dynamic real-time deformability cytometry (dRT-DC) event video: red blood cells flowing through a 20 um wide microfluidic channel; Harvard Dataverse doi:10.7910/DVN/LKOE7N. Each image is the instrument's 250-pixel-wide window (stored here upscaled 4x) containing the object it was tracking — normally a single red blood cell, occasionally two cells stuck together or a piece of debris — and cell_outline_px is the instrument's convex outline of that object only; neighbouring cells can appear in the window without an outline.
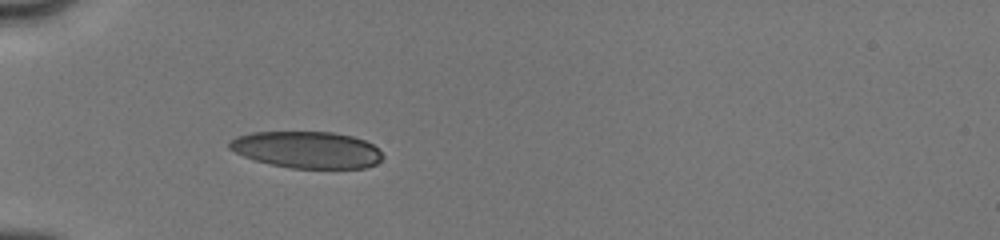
{"species": "human", "species_latin": "Homo sapiens", "temperature_condition": "cold", "stored_images_in_passage": 24, "camera_frame_rate_fps": 3000, "um_per_image_px": 0.085, "donor": {"sex": "male"}, "frame": {"image": 1, "passage_image": 2, "time_ms": 0.667, "image_size_px": [1000, 240], "cell_outline_px": [[384, 156], [376, 164], [364, 168], [292, 168], [272, 164], [256, 160], [244, 156], [228, 148], [228, 144], [236, 136], [252, 132], [332, 132], [352, 136], [364, 140], [372, 144]], "centroid_in_image_um": [26.1, 12.72], "position_along_channel_um": 58.9, "area_um2": 32.6}}
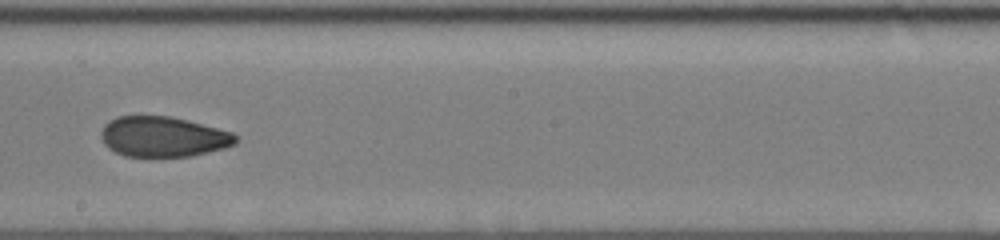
{"frame": {"image": 2, "passage_image": 12, "time_ms": 5.333, "image_size_px": [1000, 240], "cell_outline_px": [[240, 136], [236, 144], [224, 148], [192, 156], [124, 156], [108, 148], [104, 144], [100, 136], [100, 132], [104, 124], [108, 120], [116, 116], [172, 116], [188, 120], [232, 132]], "centroid_in_image_um": [13.87, 11.61], "position_along_channel_um": 234.3, "area_um2": 31.91}}
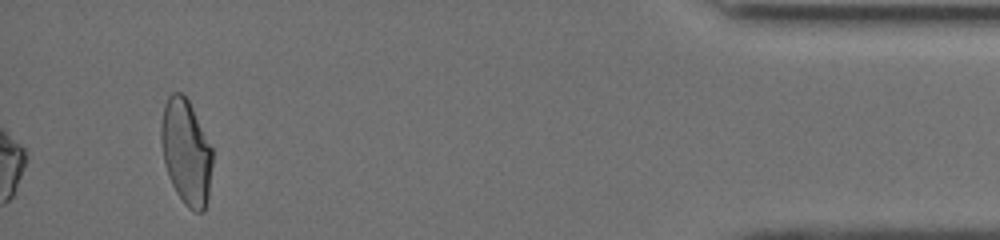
{"frame": {"image": 3, "passage_image": 24, "time_ms": 11.333, "image_size_px": [1000, 240], "cell_outline_px": [[212, 164], [208, 196], [204, 212], [196, 212], [188, 208], [184, 204], [176, 192], [168, 176], [164, 160], [160, 140], [160, 128], [164, 104], [168, 96], [172, 92], [180, 92], [188, 100], [212, 148]], "centroid_in_image_um": [15.8, 12.93], "position_along_channel_um": 419.4, "area_um2": 31.39}, "authors_computed_cell_mechanics": {"area_um2": 32.4258, "velocity_mm_per_s": 4.0481, "shape_relaxation_time_tau1_ms": null, "shape_relaxation_time_tau2_ms": 1.6956, "deformation_change_tau1": null, "deformation_change_tau2": 0.0705}}